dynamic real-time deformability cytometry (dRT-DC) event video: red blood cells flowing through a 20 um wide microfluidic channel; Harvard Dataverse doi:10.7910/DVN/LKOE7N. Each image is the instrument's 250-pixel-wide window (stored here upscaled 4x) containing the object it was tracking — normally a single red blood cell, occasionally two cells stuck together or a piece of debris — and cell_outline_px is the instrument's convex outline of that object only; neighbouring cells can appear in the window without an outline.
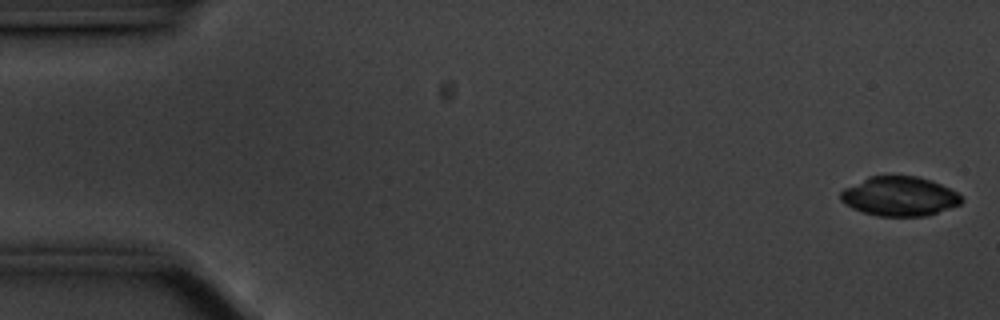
{"species": "common noctule bat (a hibernating species)", "species_latin": "Nyctalus noctula", "temperature_condition": "cold", "stored_images_in_passage": 57, "camera_frame_rate_fps": 3000, "um_per_image_px": 0.085, "animal": {"sex": "male", "body_mass_g": 20.1, "forearm_length_mm": 53.5}, "frame": {"image": 1, "passage_image": 2, "time_ms": 0.333, "image_size_px": [1000, 320], "cell_outline_px": [[964, 200], [960, 204], [924, 216], [876, 216], [852, 208], [844, 204], [840, 200], [840, 192], [844, 188], [868, 176], [916, 176], [932, 180], [956, 192]], "centroid_in_image_um": [76.41, 16.68], "position_along_channel_um": 8.6, "area_um2": 27.63}}
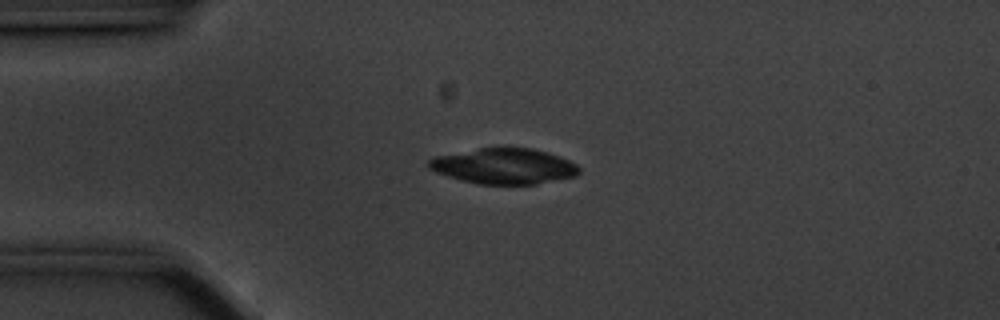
{"frame": {"image": 2, "passage_image": 14, "time_ms": 4.333, "image_size_px": [1000, 320], "cell_outline_px": [[580, 172], [576, 176], [536, 184], [480, 184], [460, 180], [436, 172], [428, 168], [424, 164], [432, 156], [500, 144], [532, 148], [548, 152], [560, 156], [576, 164], [580, 168]], "centroid_in_image_um": [42.79, 14.08], "position_along_channel_um": 42.2, "area_um2": 32.25}}